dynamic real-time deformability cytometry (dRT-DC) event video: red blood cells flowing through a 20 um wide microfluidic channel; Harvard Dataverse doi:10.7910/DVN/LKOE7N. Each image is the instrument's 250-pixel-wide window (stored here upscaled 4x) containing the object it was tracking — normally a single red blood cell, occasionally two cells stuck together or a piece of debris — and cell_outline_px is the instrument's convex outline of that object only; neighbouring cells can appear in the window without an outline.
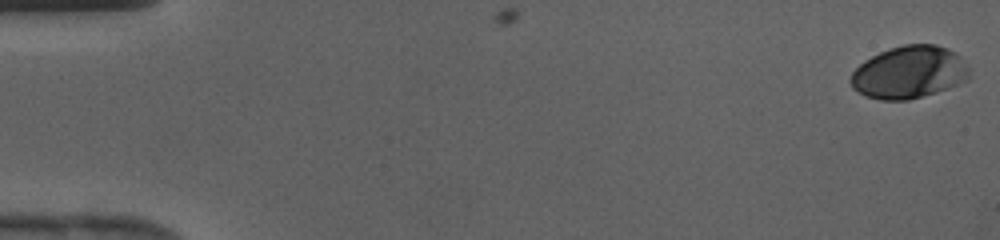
{"species": "human", "species_latin": "Homo sapiens", "temperature_condition": "cold", "stored_images_in_passage": 43, "camera_frame_rate_fps": 3000, "um_per_image_px": 0.085, "donor": {"sex": "female"}, "frame": {"image": 1, "passage_image": 1, "time_ms": 0.0, "image_size_px": [1000, 240], "cell_outline_px": [[968, 80], [948, 88], [936, 92], [908, 100], [880, 100], [864, 96], [852, 88], [848, 80], [852, 72], [864, 60], [880, 52], [904, 44], [936, 44], [948, 48], [956, 52], [968, 68]], "centroid_in_image_um": [77.24, 6.15], "position_along_channel_um": 7.8, "area_um2": 36.36}}
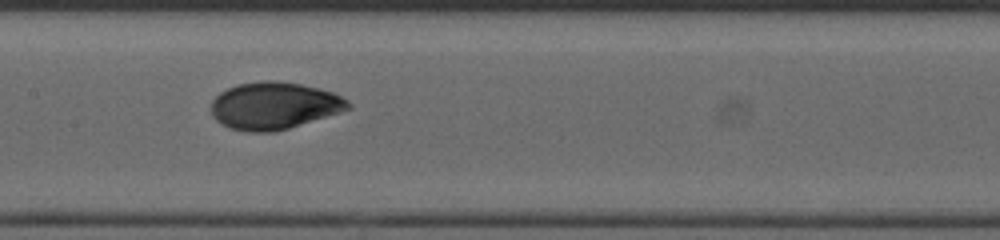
{"frame": {"image": 2, "passage_image": 22, "time_ms": 7.0, "image_size_px": [1000, 240], "cell_outline_px": [[352, 108], [340, 112], [288, 128], [272, 132], [248, 132], [228, 128], [216, 120], [212, 116], [212, 100], [220, 92], [236, 84], [264, 80], [276, 80], [300, 84], [332, 92], [348, 100], [352, 104]], "centroid_in_image_um": [23.28, 8.98], "position_along_channel_um": 184.1, "area_um2": 37.63}}
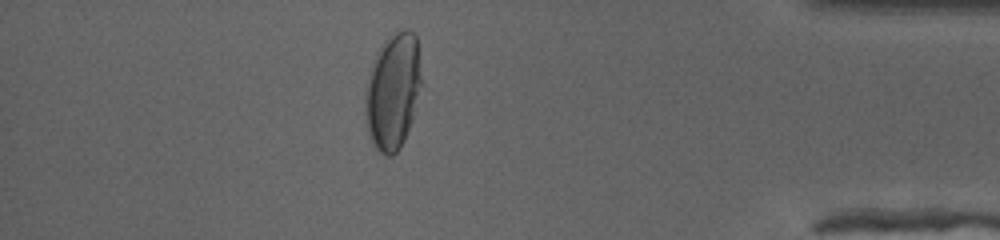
{"frame": {"image": 3, "passage_image": 38, "time_ms": 12.333, "image_size_px": [1000, 240], "cell_outline_px": [[424, 84], [412, 120], [404, 140], [400, 148], [392, 156], [384, 156], [372, 144], [368, 132], [364, 112], [364, 92], [372, 60], [380, 44], [388, 36], [404, 28], [408, 28], [416, 36]], "centroid_in_image_um": [33.41, 7.74], "position_along_channel_um": 401.8, "area_um2": 39.3}}